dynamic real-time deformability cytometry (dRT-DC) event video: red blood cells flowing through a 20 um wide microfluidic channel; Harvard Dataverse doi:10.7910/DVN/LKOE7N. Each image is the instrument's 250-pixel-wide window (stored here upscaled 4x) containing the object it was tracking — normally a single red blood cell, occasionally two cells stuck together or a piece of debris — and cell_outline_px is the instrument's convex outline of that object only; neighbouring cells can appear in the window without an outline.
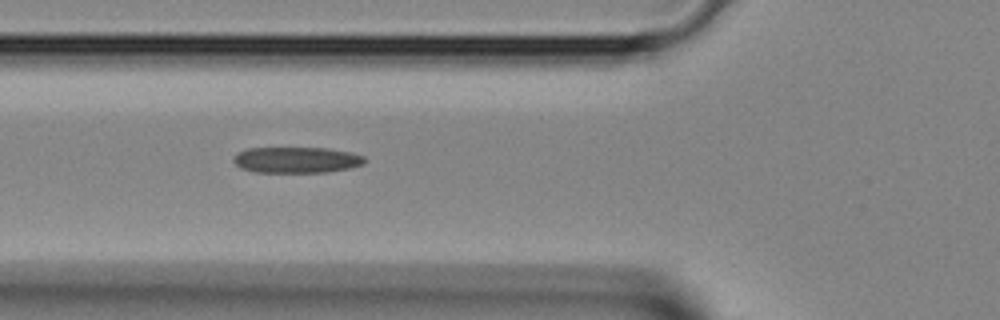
{"species": "Egyptian fruit bat (a non-hibernating species)", "species_latin": "Rousettus aegyptiacus", "temperature_condition": "room temperature", "stored_images_in_passage": 2, "camera_frame_rate_fps": 3000, "um_per_image_px": 0.085, "animal": {"sex": "female"}, "frame": {"image": 1, "passage_image": 2, "time_ms": 0.333, "image_size_px": [1000, 320], "cell_outline_px": [[368, 160], [364, 164], [348, 168], [328, 172], [252, 172], [240, 168], [232, 160], [232, 156], [236, 152], [248, 148], [328, 148], [352, 152], [364, 156]], "centroid_in_image_um": [25.19, 13.59], "position_along_channel_um": 100.6, "area_um2": 20.17}}